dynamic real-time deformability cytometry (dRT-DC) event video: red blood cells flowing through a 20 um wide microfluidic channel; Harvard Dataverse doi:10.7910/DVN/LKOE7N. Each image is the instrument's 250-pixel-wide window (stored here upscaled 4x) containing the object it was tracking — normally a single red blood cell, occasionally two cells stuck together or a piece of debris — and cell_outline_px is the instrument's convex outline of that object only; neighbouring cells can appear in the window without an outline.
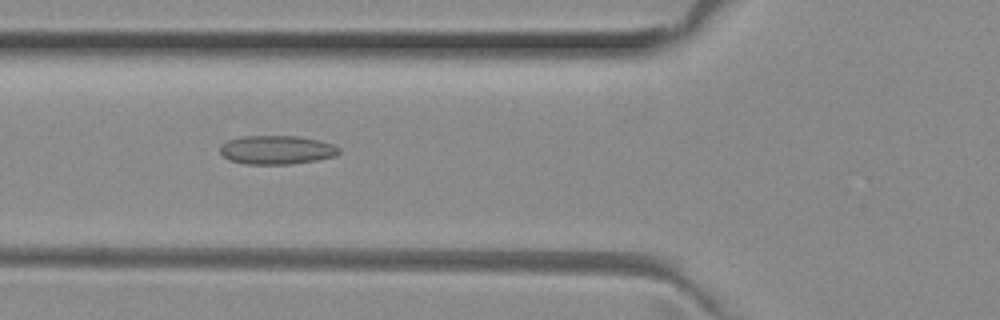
{"species": "common noctule bat (a hibernating species)", "species_latin": "Nyctalus noctula", "temperature_condition": "room temperature", "stored_images_in_passage": 50, "camera_frame_rate_fps": 3000, "um_per_image_px": 0.085, "animal": {"sex": "female", "body_mass_g": 29.2, "forearm_length_mm": 56.3}, "frame": {"image": 1, "passage_image": 18, "time_ms": 5.667, "image_size_px": [1000, 320], "cell_outline_px": [[340, 152], [336, 156], [316, 160], [292, 164], [244, 164], [228, 160], [220, 152], [220, 144], [228, 140], [244, 136], [300, 136], [332, 144], [340, 148]], "centroid_in_image_um": [23.5, 12.74], "position_along_channel_um": 102.3, "area_um2": 20.0}}
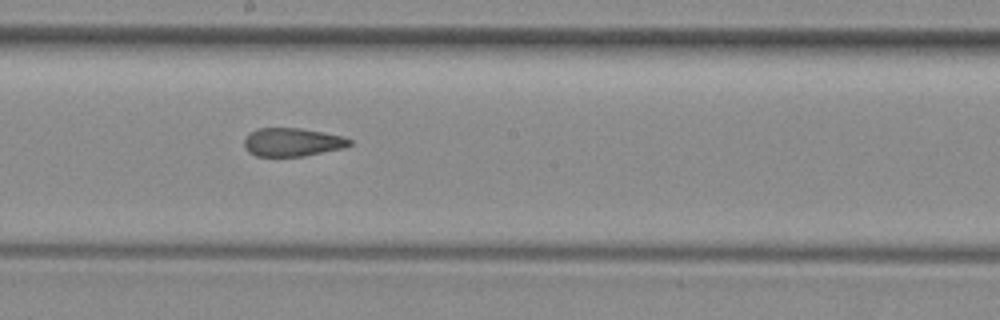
{"frame": {"image": 2, "passage_image": 27, "time_ms": 8.667, "image_size_px": [1000, 320], "cell_outline_px": [[352, 144], [344, 148], [304, 156], [256, 156], [248, 152], [244, 148], [244, 140], [256, 128], [300, 128], [340, 136], [352, 140]], "centroid_in_image_um": [24.83, 12.09], "position_along_channel_um": 223.4, "area_um2": 17.28}}
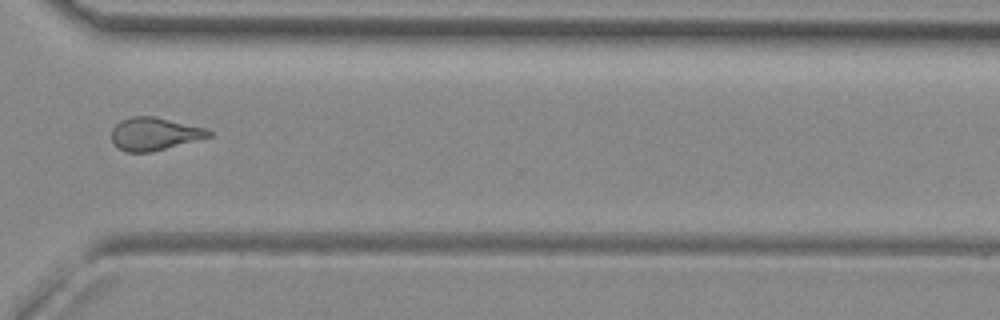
{"frame": {"image": 3, "passage_image": 37, "time_ms": 12.0, "image_size_px": [1000, 320], "cell_outline_px": [[212, 136], [152, 152], [124, 152], [112, 140], [112, 128], [120, 120], [132, 116], [152, 116], [204, 128], [212, 132]], "centroid_in_image_um": [13.1, 11.38], "position_along_channel_um": 357.5, "area_um2": 18.32}, "authors_computed_cell_mechanics": {"area_um2": 19.0162, "velocity_mm_per_s": 4.0284, "shape_relaxation_time_tau1_ms": null, "shape_relaxation_time_tau2_ms": 2.8241, "deformation_change_tau1": null, "deformation_change_tau2": 0.1041}}